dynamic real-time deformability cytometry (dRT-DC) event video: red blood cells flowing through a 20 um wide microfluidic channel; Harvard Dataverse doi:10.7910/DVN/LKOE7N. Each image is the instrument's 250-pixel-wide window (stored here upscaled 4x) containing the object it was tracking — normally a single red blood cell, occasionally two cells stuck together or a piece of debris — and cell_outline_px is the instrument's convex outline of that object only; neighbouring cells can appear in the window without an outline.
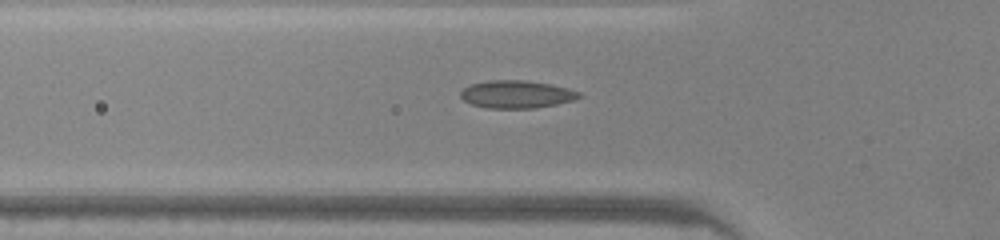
{"species": "common noctule bat (a hibernating species)", "species_latin": "Nyctalus noctula", "temperature_condition": "warm", "stored_images_in_passage": 32, "camera_frame_rate_fps": 3000, "um_per_image_px": 0.085, "animal": {"sex": "male", "body_mass_g": 20.0, "forearm_length_mm": 53.3}, "frame": {"image": 1, "passage_image": 2, "time_ms": 0.333, "image_size_px": [1000, 240], "cell_outline_px": [[584, 96], [576, 100], [536, 108], [488, 108], [472, 104], [464, 100], [460, 96], [460, 92], [464, 88], [472, 84], [488, 80], [524, 80], [552, 84], [568, 88], [580, 92]], "centroid_in_image_um": [43.96, 8.01], "position_along_channel_um": 81.8, "area_um2": 19.25}}
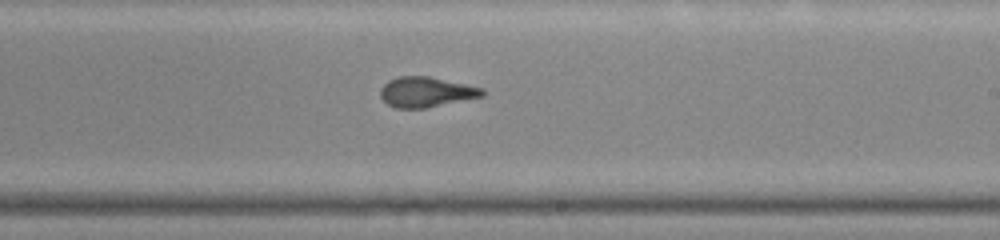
{"frame": {"image": 2, "passage_image": 14, "time_ms": 4.333, "image_size_px": [1000, 240], "cell_outline_px": [[484, 96], [428, 108], [396, 108], [388, 104], [380, 96], [380, 88], [388, 80], [400, 76], [428, 76], [484, 88]], "centroid_in_image_um": [36.22, 7.82], "position_along_channel_um": 252.8, "area_um2": 17.98}}
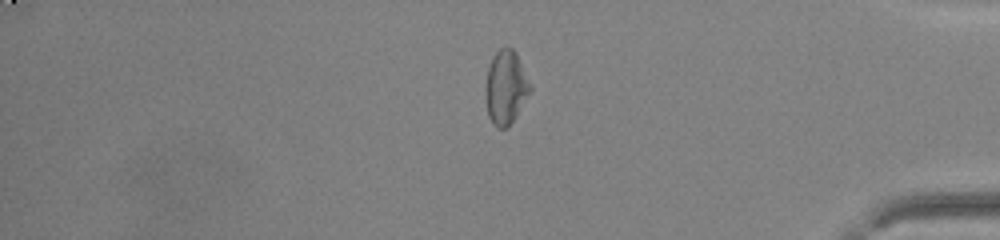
{"frame": {"image": 3, "passage_image": 26, "time_ms": 8.333, "image_size_px": [1000, 240], "cell_outline_px": [[532, 92], [508, 128], [496, 128], [492, 124], [488, 116], [484, 88], [488, 68], [492, 56], [500, 48], [512, 48], [516, 52], [532, 88]], "centroid_in_image_um": [42.98, 7.46], "position_along_channel_um": 392.2, "area_um2": 19.48}}